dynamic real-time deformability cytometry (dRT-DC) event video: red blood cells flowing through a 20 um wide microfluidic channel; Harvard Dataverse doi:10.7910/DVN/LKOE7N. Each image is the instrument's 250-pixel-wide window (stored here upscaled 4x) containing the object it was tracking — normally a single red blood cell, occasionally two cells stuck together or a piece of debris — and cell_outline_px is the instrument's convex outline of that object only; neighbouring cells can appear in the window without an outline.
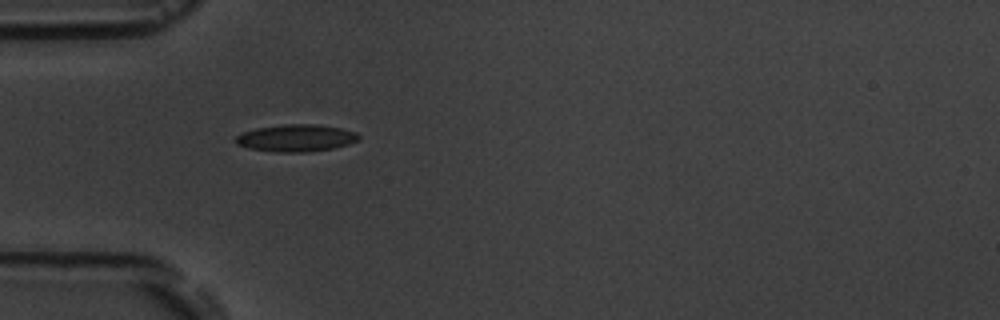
{"species": "common noctule bat (a hibernating species)", "species_latin": "Nyctalus noctula", "temperature_condition": "room temperature", "stored_images_in_passage": 2, "camera_frame_rate_fps": 3000, "um_per_image_px": 0.085, "animal": {"sex": "male", "body_mass_g": 19.5, "forearm_length_mm": 54.6}, "frame": {"image": 1, "passage_image": 1, "time_ms": 0.0, "image_size_px": [1000, 320], "cell_outline_px": [[360, 140], [348, 144], [332, 148], [308, 152], [276, 152], [248, 148], [236, 144], [236, 136], [244, 132], [256, 128], [284, 124], [316, 124], [340, 128], [356, 132], [360, 136]], "centroid_in_image_um": [25.18, 11.73], "position_along_channel_um": 59.8, "area_um2": 19.42}}
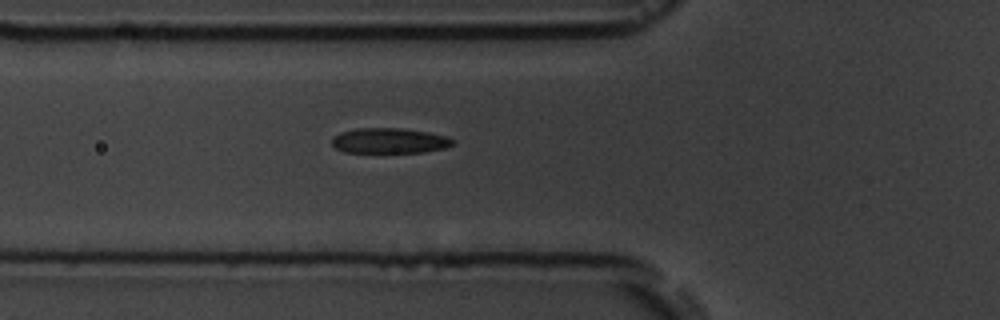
{"frame": {"image": 2, "passage_image": 2, "time_ms": 1.0, "image_size_px": [1000, 320], "cell_outline_px": [[456, 140], [452, 144], [444, 148], [424, 152], [344, 152], [336, 148], [332, 144], [332, 136], [340, 132], [356, 128], [404, 128], [428, 132], [448, 136]], "centroid_in_image_um": [33.1, 11.95], "position_along_channel_um": 92.7, "area_um2": 17.92}}